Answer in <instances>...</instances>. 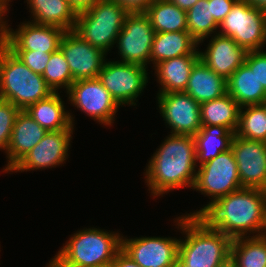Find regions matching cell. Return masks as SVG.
<instances>
[{
  "mask_svg": "<svg viewBox=\"0 0 266 267\" xmlns=\"http://www.w3.org/2000/svg\"><path fill=\"white\" fill-rule=\"evenodd\" d=\"M200 217L231 239L266 235V191L242 187L216 200Z\"/></svg>",
  "mask_w": 266,
  "mask_h": 267,
  "instance_id": "cell-1",
  "label": "cell"
},
{
  "mask_svg": "<svg viewBox=\"0 0 266 267\" xmlns=\"http://www.w3.org/2000/svg\"><path fill=\"white\" fill-rule=\"evenodd\" d=\"M166 138L145 169V183L153 198L174 189H193L196 180L198 165L194 136L170 134Z\"/></svg>",
  "mask_w": 266,
  "mask_h": 267,
  "instance_id": "cell-2",
  "label": "cell"
},
{
  "mask_svg": "<svg viewBox=\"0 0 266 267\" xmlns=\"http://www.w3.org/2000/svg\"><path fill=\"white\" fill-rule=\"evenodd\" d=\"M185 239L179 241L178 257L189 267H220L231 256L232 239L211 228L200 216H182L174 222Z\"/></svg>",
  "mask_w": 266,
  "mask_h": 267,
  "instance_id": "cell-3",
  "label": "cell"
},
{
  "mask_svg": "<svg viewBox=\"0 0 266 267\" xmlns=\"http://www.w3.org/2000/svg\"><path fill=\"white\" fill-rule=\"evenodd\" d=\"M85 228L71 235L47 267H109L121 250L122 235Z\"/></svg>",
  "mask_w": 266,
  "mask_h": 267,
  "instance_id": "cell-4",
  "label": "cell"
},
{
  "mask_svg": "<svg viewBox=\"0 0 266 267\" xmlns=\"http://www.w3.org/2000/svg\"><path fill=\"white\" fill-rule=\"evenodd\" d=\"M52 93L42 75L33 72L3 42L0 43V99L26 110Z\"/></svg>",
  "mask_w": 266,
  "mask_h": 267,
  "instance_id": "cell-5",
  "label": "cell"
},
{
  "mask_svg": "<svg viewBox=\"0 0 266 267\" xmlns=\"http://www.w3.org/2000/svg\"><path fill=\"white\" fill-rule=\"evenodd\" d=\"M129 12L113 0H98L78 14L74 31L93 47L108 53L116 43Z\"/></svg>",
  "mask_w": 266,
  "mask_h": 267,
  "instance_id": "cell-6",
  "label": "cell"
},
{
  "mask_svg": "<svg viewBox=\"0 0 266 267\" xmlns=\"http://www.w3.org/2000/svg\"><path fill=\"white\" fill-rule=\"evenodd\" d=\"M219 27V34L232 38L247 52L263 50L266 45V10L246 0H238Z\"/></svg>",
  "mask_w": 266,
  "mask_h": 267,
  "instance_id": "cell-7",
  "label": "cell"
},
{
  "mask_svg": "<svg viewBox=\"0 0 266 267\" xmlns=\"http://www.w3.org/2000/svg\"><path fill=\"white\" fill-rule=\"evenodd\" d=\"M242 188L238 167L231 148L218 154L210 161L199 165L193 189L209 196V203L186 216H200L211 204L221 197ZM212 197V198H210Z\"/></svg>",
  "mask_w": 266,
  "mask_h": 267,
  "instance_id": "cell-8",
  "label": "cell"
},
{
  "mask_svg": "<svg viewBox=\"0 0 266 267\" xmlns=\"http://www.w3.org/2000/svg\"><path fill=\"white\" fill-rule=\"evenodd\" d=\"M147 71L139 64L106 61L98 79L120 106H135L136 98L148 83Z\"/></svg>",
  "mask_w": 266,
  "mask_h": 267,
  "instance_id": "cell-9",
  "label": "cell"
},
{
  "mask_svg": "<svg viewBox=\"0 0 266 267\" xmlns=\"http://www.w3.org/2000/svg\"><path fill=\"white\" fill-rule=\"evenodd\" d=\"M68 100L78 110L103 125H112L119 104L98 78L74 81L66 91Z\"/></svg>",
  "mask_w": 266,
  "mask_h": 267,
  "instance_id": "cell-10",
  "label": "cell"
},
{
  "mask_svg": "<svg viewBox=\"0 0 266 267\" xmlns=\"http://www.w3.org/2000/svg\"><path fill=\"white\" fill-rule=\"evenodd\" d=\"M156 32L144 12L129 13L116 43L121 62L145 66L150 63L151 46Z\"/></svg>",
  "mask_w": 266,
  "mask_h": 267,
  "instance_id": "cell-11",
  "label": "cell"
},
{
  "mask_svg": "<svg viewBox=\"0 0 266 267\" xmlns=\"http://www.w3.org/2000/svg\"><path fill=\"white\" fill-rule=\"evenodd\" d=\"M159 112L171 134L195 136L202 128L200 104L185 92L158 93Z\"/></svg>",
  "mask_w": 266,
  "mask_h": 267,
  "instance_id": "cell-12",
  "label": "cell"
},
{
  "mask_svg": "<svg viewBox=\"0 0 266 267\" xmlns=\"http://www.w3.org/2000/svg\"><path fill=\"white\" fill-rule=\"evenodd\" d=\"M59 49L67 60L73 81L98 78L106 62L107 53L93 47L74 30L65 32Z\"/></svg>",
  "mask_w": 266,
  "mask_h": 267,
  "instance_id": "cell-13",
  "label": "cell"
},
{
  "mask_svg": "<svg viewBox=\"0 0 266 267\" xmlns=\"http://www.w3.org/2000/svg\"><path fill=\"white\" fill-rule=\"evenodd\" d=\"M180 239L171 237L121 238V250L141 267H171L178 257Z\"/></svg>",
  "mask_w": 266,
  "mask_h": 267,
  "instance_id": "cell-14",
  "label": "cell"
},
{
  "mask_svg": "<svg viewBox=\"0 0 266 267\" xmlns=\"http://www.w3.org/2000/svg\"><path fill=\"white\" fill-rule=\"evenodd\" d=\"M231 150L237 163L241 186L266 191V142L234 135Z\"/></svg>",
  "mask_w": 266,
  "mask_h": 267,
  "instance_id": "cell-15",
  "label": "cell"
},
{
  "mask_svg": "<svg viewBox=\"0 0 266 267\" xmlns=\"http://www.w3.org/2000/svg\"><path fill=\"white\" fill-rule=\"evenodd\" d=\"M72 135L73 130L48 131L44 138L9 172L54 168L64 164L69 156Z\"/></svg>",
  "mask_w": 266,
  "mask_h": 267,
  "instance_id": "cell-16",
  "label": "cell"
},
{
  "mask_svg": "<svg viewBox=\"0 0 266 267\" xmlns=\"http://www.w3.org/2000/svg\"><path fill=\"white\" fill-rule=\"evenodd\" d=\"M65 30L32 21L24 22L15 31L8 25L3 43L10 50H32L53 53L59 49Z\"/></svg>",
  "mask_w": 266,
  "mask_h": 267,
  "instance_id": "cell-17",
  "label": "cell"
},
{
  "mask_svg": "<svg viewBox=\"0 0 266 267\" xmlns=\"http://www.w3.org/2000/svg\"><path fill=\"white\" fill-rule=\"evenodd\" d=\"M205 50H199L200 60L226 80L245 63L247 55V51L232 38L219 33L212 35Z\"/></svg>",
  "mask_w": 266,
  "mask_h": 267,
  "instance_id": "cell-18",
  "label": "cell"
},
{
  "mask_svg": "<svg viewBox=\"0 0 266 267\" xmlns=\"http://www.w3.org/2000/svg\"><path fill=\"white\" fill-rule=\"evenodd\" d=\"M47 132L26 110H20L15 119L10 143L6 150L8 163L3 171L8 173L44 138Z\"/></svg>",
  "mask_w": 266,
  "mask_h": 267,
  "instance_id": "cell-19",
  "label": "cell"
},
{
  "mask_svg": "<svg viewBox=\"0 0 266 267\" xmlns=\"http://www.w3.org/2000/svg\"><path fill=\"white\" fill-rule=\"evenodd\" d=\"M58 92L30 105L26 112L47 131L73 130L74 117L66 109Z\"/></svg>",
  "mask_w": 266,
  "mask_h": 267,
  "instance_id": "cell-20",
  "label": "cell"
},
{
  "mask_svg": "<svg viewBox=\"0 0 266 267\" xmlns=\"http://www.w3.org/2000/svg\"><path fill=\"white\" fill-rule=\"evenodd\" d=\"M34 23L74 30L78 14L68 0H26Z\"/></svg>",
  "mask_w": 266,
  "mask_h": 267,
  "instance_id": "cell-21",
  "label": "cell"
},
{
  "mask_svg": "<svg viewBox=\"0 0 266 267\" xmlns=\"http://www.w3.org/2000/svg\"><path fill=\"white\" fill-rule=\"evenodd\" d=\"M184 92L201 104L227 94V80L199 60L192 68Z\"/></svg>",
  "mask_w": 266,
  "mask_h": 267,
  "instance_id": "cell-22",
  "label": "cell"
},
{
  "mask_svg": "<svg viewBox=\"0 0 266 267\" xmlns=\"http://www.w3.org/2000/svg\"><path fill=\"white\" fill-rule=\"evenodd\" d=\"M199 55H184L154 65L157 82L162 86L158 93L184 92L193 66Z\"/></svg>",
  "mask_w": 266,
  "mask_h": 267,
  "instance_id": "cell-23",
  "label": "cell"
},
{
  "mask_svg": "<svg viewBox=\"0 0 266 267\" xmlns=\"http://www.w3.org/2000/svg\"><path fill=\"white\" fill-rule=\"evenodd\" d=\"M198 46L188 31L159 32L155 34L151 46L150 62L155 65L184 55H199Z\"/></svg>",
  "mask_w": 266,
  "mask_h": 267,
  "instance_id": "cell-24",
  "label": "cell"
},
{
  "mask_svg": "<svg viewBox=\"0 0 266 267\" xmlns=\"http://www.w3.org/2000/svg\"><path fill=\"white\" fill-rule=\"evenodd\" d=\"M227 93L240 107L262 104L266 99L262 84L245 63L227 79Z\"/></svg>",
  "mask_w": 266,
  "mask_h": 267,
  "instance_id": "cell-25",
  "label": "cell"
},
{
  "mask_svg": "<svg viewBox=\"0 0 266 267\" xmlns=\"http://www.w3.org/2000/svg\"><path fill=\"white\" fill-rule=\"evenodd\" d=\"M240 105L227 93L224 96L200 104L202 126H225L236 132Z\"/></svg>",
  "mask_w": 266,
  "mask_h": 267,
  "instance_id": "cell-26",
  "label": "cell"
},
{
  "mask_svg": "<svg viewBox=\"0 0 266 267\" xmlns=\"http://www.w3.org/2000/svg\"><path fill=\"white\" fill-rule=\"evenodd\" d=\"M235 132L225 126H202L194 136L196 156L200 165L231 148Z\"/></svg>",
  "mask_w": 266,
  "mask_h": 267,
  "instance_id": "cell-27",
  "label": "cell"
},
{
  "mask_svg": "<svg viewBox=\"0 0 266 267\" xmlns=\"http://www.w3.org/2000/svg\"><path fill=\"white\" fill-rule=\"evenodd\" d=\"M156 33L187 31V14L170 0H154L144 12Z\"/></svg>",
  "mask_w": 266,
  "mask_h": 267,
  "instance_id": "cell-28",
  "label": "cell"
},
{
  "mask_svg": "<svg viewBox=\"0 0 266 267\" xmlns=\"http://www.w3.org/2000/svg\"><path fill=\"white\" fill-rule=\"evenodd\" d=\"M230 257L238 267H266V235L232 239Z\"/></svg>",
  "mask_w": 266,
  "mask_h": 267,
  "instance_id": "cell-29",
  "label": "cell"
},
{
  "mask_svg": "<svg viewBox=\"0 0 266 267\" xmlns=\"http://www.w3.org/2000/svg\"><path fill=\"white\" fill-rule=\"evenodd\" d=\"M187 14V31L198 42V45L209 38L211 34H217L219 25L211 14V0H198ZM216 32V33H215Z\"/></svg>",
  "mask_w": 266,
  "mask_h": 267,
  "instance_id": "cell-30",
  "label": "cell"
},
{
  "mask_svg": "<svg viewBox=\"0 0 266 267\" xmlns=\"http://www.w3.org/2000/svg\"><path fill=\"white\" fill-rule=\"evenodd\" d=\"M235 135L247 140L266 142V108L263 104L240 108Z\"/></svg>",
  "mask_w": 266,
  "mask_h": 267,
  "instance_id": "cell-31",
  "label": "cell"
},
{
  "mask_svg": "<svg viewBox=\"0 0 266 267\" xmlns=\"http://www.w3.org/2000/svg\"><path fill=\"white\" fill-rule=\"evenodd\" d=\"M42 76L53 92H58L60 88L67 91L74 82L67 60L60 49L51 53Z\"/></svg>",
  "mask_w": 266,
  "mask_h": 267,
  "instance_id": "cell-32",
  "label": "cell"
},
{
  "mask_svg": "<svg viewBox=\"0 0 266 267\" xmlns=\"http://www.w3.org/2000/svg\"><path fill=\"white\" fill-rule=\"evenodd\" d=\"M20 109L10 101L0 99V149L7 150L12 129Z\"/></svg>",
  "mask_w": 266,
  "mask_h": 267,
  "instance_id": "cell-33",
  "label": "cell"
},
{
  "mask_svg": "<svg viewBox=\"0 0 266 267\" xmlns=\"http://www.w3.org/2000/svg\"><path fill=\"white\" fill-rule=\"evenodd\" d=\"M33 72L40 75L45 71L51 53L37 52L32 50H11Z\"/></svg>",
  "mask_w": 266,
  "mask_h": 267,
  "instance_id": "cell-34",
  "label": "cell"
},
{
  "mask_svg": "<svg viewBox=\"0 0 266 267\" xmlns=\"http://www.w3.org/2000/svg\"><path fill=\"white\" fill-rule=\"evenodd\" d=\"M245 64L255 73L259 83L266 91V51H249L245 58Z\"/></svg>",
  "mask_w": 266,
  "mask_h": 267,
  "instance_id": "cell-35",
  "label": "cell"
},
{
  "mask_svg": "<svg viewBox=\"0 0 266 267\" xmlns=\"http://www.w3.org/2000/svg\"><path fill=\"white\" fill-rule=\"evenodd\" d=\"M238 0H211V14L218 25Z\"/></svg>",
  "mask_w": 266,
  "mask_h": 267,
  "instance_id": "cell-36",
  "label": "cell"
},
{
  "mask_svg": "<svg viewBox=\"0 0 266 267\" xmlns=\"http://www.w3.org/2000/svg\"><path fill=\"white\" fill-rule=\"evenodd\" d=\"M124 7L129 13L145 12L154 0H113Z\"/></svg>",
  "mask_w": 266,
  "mask_h": 267,
  "instance_id": "cell-37",
  "label": "cell"
},
{
  "mask_svg": "<svg viewBox=\"0 0 266 267\" xmlns=\"http://www.w3.org/2000/svg\"><path fill=\"white\" fill-rule=\"evenodd\" d=\"M110 267H141L138 263L132 260L126 253L120 250Z\"/></svg>",
  "mask_w": 266,
  "mask_h": 267,
  "instance_id": "cell-38",
  "label": "cell"
},
{
  "mask_svg": "<svg viewBox=\"0 0 266 267\" xmlns=\"http://www.w3.org/2000/svg\"><path fill=\"white\" fill-rule=\"evenodd\" d=\"M9 0H0V43L4 41V37L6 34V30H7V21L5 20V17L7 14H5L8 11V5L9 4Z\"/></svg>",
  "mask_w": 266,
  "mask_h": 267,
  "instance_id": "cell-39",
  "label": "cell"
},
{
  "mask_svg": "<svg viewBox=\"0 0 266 267\" xmlns=\"http://www.w3.org/2000/svg\"><path fill=\"white\" fill-rule=\"evenodd\" d=\"M77 14L89 10L98 0H68Z\"/></svg>",
  "mask_w": 266,
  "mask_h": 267,
  "instance_id": "cell-40",
  "label": "cell"
},
{
  "mask_svg": "<svg viewBox=\"0 0 266 267\" xmlns=\"http://www.w3.org/2000/svg\"><path fill=\"white\" fill-rule=\"evenodd\" d=\"M172 3L177 5L180 9L187 11L190 9L198 0H170Z\"/></svg>",
  "mask_w": 266,
  "mask_h": 267,
  "instance_id": "cell-41",
  "label": "cell"
},
{
  "mask_svg": "<svg viewBox=\"0 0 266 267\" xmlns=\"http://www.w3.org/2000/svg\"><path fill=\"white\" fill-rule=\"evenodd\" d=\"M251 5L257 8H261L263 10H266V0H246Z\"/></svg>",
  "mask_w": 266,
  "mask_h": 267,
  "instance_id": "cell-42",
  "label": "cell"
},
{
  "mask_svg": "<svg viewBox=\"0 0 266 267\" xmlns=\"http://www.w3.org/2000/svg\"><path fill=\"white\" fill-rule=\"evenodd\" d=\"M171 267H189L182 259L179 257L176 258Z\"/></svg>",
  "mask_w": 266,
  "mask_h": 267,
  "instance_id": "cell-43",
  "label": "cell"
},
{
  "mask_svg": "<svg viewBox=\"0 0 266 267\" xmlns=\"http://www.w3.org/2000/svg\"><path fill=\"white\" fill-rule=\"evenodd\" d=\"M220 267H238L237 264L231 259V257L224 262Z\"/></svg>",
  "mask_w": 266,
  "mask_h": 267,
  "instance_id": "cell-44",
  "label": "cell"
},
{
  "mask_svg": "<svg viewBox=\"0 0 266 267\" xmlns=\"http://www.w3.org/2000/svg\"><path fill=\"white\" fill-rule=\"evenodd\" d=\"M264 105V107L266 108V99L264 100V102L262 103Z\"/></svg>",
  "mask_w": 266,
  "mask_h": 267,
  "instance_id": "cell-45",
  "label": "cell"
}]
</instances>
